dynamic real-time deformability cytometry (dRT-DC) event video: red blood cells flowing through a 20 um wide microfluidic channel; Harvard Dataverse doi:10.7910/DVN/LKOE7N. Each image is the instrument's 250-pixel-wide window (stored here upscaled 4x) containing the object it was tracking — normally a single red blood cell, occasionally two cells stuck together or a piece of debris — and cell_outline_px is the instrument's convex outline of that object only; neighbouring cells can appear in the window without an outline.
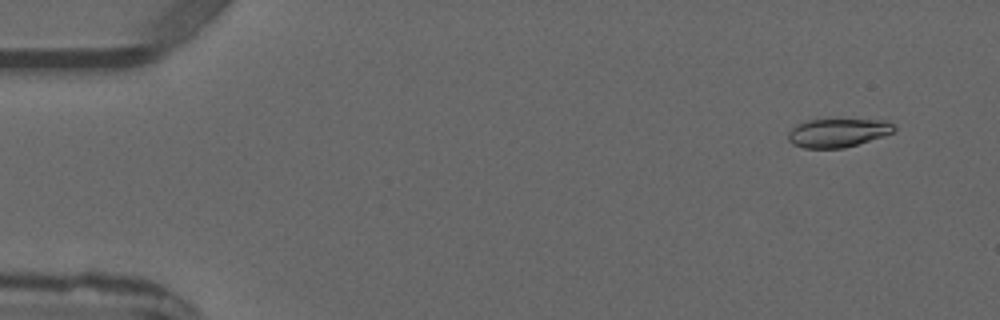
{"species": "common noctule bat (a hibernating species)", "species_latin": "Nyctalus noctula", "temperature_condition": "warm", "stored_images_in_passage": 3, "camera_frame_rate_fps": 3000, "um_per_image_px": 0.085, "animal": {"sex": "male", "forearm_length_mm": 52.5}, "frame": {"image": 1, "passage_image": 1, "time_ms": 0.0, "image_size_px": [1000, 320], "cell_outline_px": [[896, 128], [892, 132], [884, 136], [844, 148], [804, 148], [792, 144], [788, 140], [788, 132], [796, 124], [804, 120], [828, 116], [884, 120], [892, 124]], "centroid_in_image_um": [71.17, 11.22], "position_along_channel_um": 13.8, "area_um2": 18.73}}